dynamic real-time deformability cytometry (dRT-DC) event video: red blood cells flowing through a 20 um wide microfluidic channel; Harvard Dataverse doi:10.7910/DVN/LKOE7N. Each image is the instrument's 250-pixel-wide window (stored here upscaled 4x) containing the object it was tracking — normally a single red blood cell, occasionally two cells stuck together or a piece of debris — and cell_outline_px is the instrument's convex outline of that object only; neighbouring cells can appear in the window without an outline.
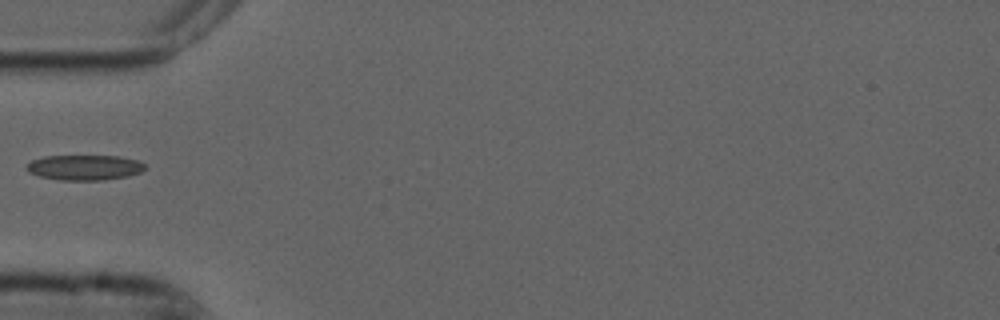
{"species": "common noctule bat (a hibernating species)", "species_latin": "Nyctalus noctula", "temperature_condition": "cold", "stored_images_in_passage": 37, "camera_frame_rate_fps": 3000, "um_per_image_px": 0.085, "animal": {"sex": "male", "forearm_length_mm": 52.5}, "frame": {"image": 1, "passage_image": 1, "time_ms": 0.0, "image_size_px": [1000, 320], "cell_outline_px": [[144, 168], [140, 172], [128, 176], [104, 180], [60, 180], [40, 176], [28, 172], [24, 168], [32, 160], [44, 156], [120, 156], [136, 160], [144, 164]], "centroid_in_image_um": [7.15, 14.24], "position_along_channel_um": 77.8, "area_um2": 17.34}}
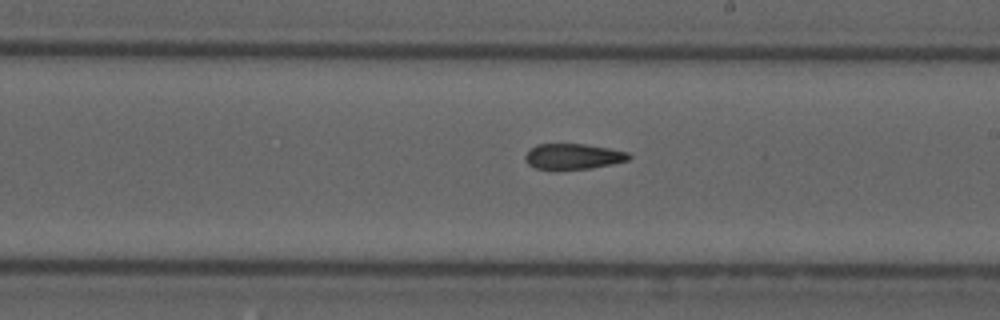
{"frame": {"image": 2, "passage_image": 14, "time_ms": 4.333, "image_size_px": [1000, 320], "cell_outline_px": [[632, 156], [628, 160], [612, 164], [592, 168], [556, 172], [536, 168], [528, 164], [524, 160], [524, 156], [536, 144], [584, 144], [608, 148], [628, 152]], "centroid_in_image_um": [48.68, 13.34], "position_along_channel_um": 240.3, "area_um2": 15.95}}
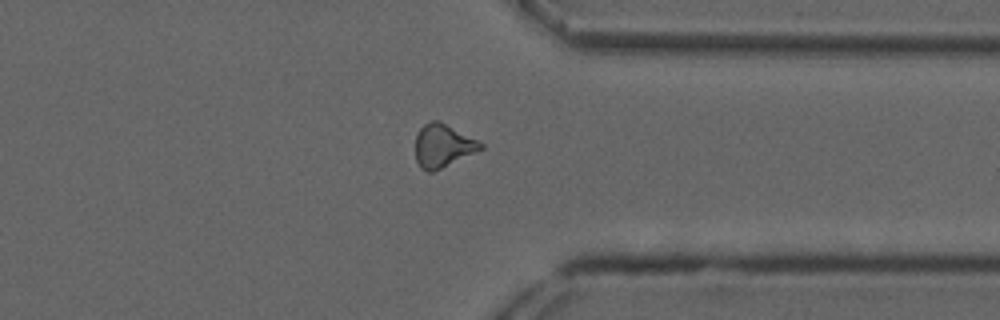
{"frame": {"image": 3, "passage_image": 25, "time_ms": 8.0, "image_size_px": [1000, 320], "cell_outline_px": [[484, 148], [432, 172], [428, 172], [420, 168], [416, 160], [416, 136], [420, 128], [424, 124], [432, 120], [440, 120], [484, 144]], "centroid_in_image_um": [37.62, 12.38], "position_along_channel_um": 373.8, "area_um2": 16.24}}